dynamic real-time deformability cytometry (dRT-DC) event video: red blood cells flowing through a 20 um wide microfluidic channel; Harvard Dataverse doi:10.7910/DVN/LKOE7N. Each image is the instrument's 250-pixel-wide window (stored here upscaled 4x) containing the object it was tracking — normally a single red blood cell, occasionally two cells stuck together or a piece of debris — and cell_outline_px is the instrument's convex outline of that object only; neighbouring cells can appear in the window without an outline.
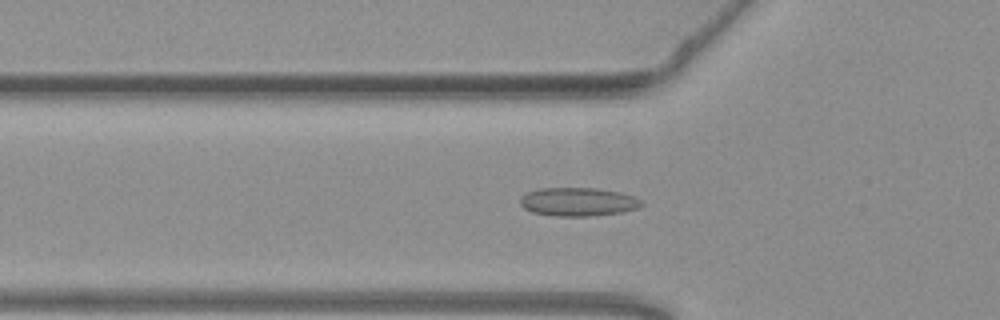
{"species": "common noctule bat (a hibernating species)", "species_latin": "Nyctalus noctula", "temperature_condition": "warm", "stored_images_in_passage": 52, "camera_frame_rate_fps": 3000, "um_per_image_px": 0.085, "animal": {"sex": "female", "body_mass_g": 19.3, "forearm_length_mm": 54.1}, "frame": {"image": 1, "passage_image": 18, "time_ms": 5.667, "image_size_px": [1000, 320], "cell_outline_px": [[644, 204], [640, 208], [620, 212], [588, 216], [552, 216], [532, 212], [524, 208], [520, 204], [520, 196], [528, 192], [540, 188], [600, 188], [620, 192], [632, 196], [640, 200]], "centroid_in_image_um": [49.12, 17.15], "position_along_channel_um": 76.7, "area_um2": 20.23}}
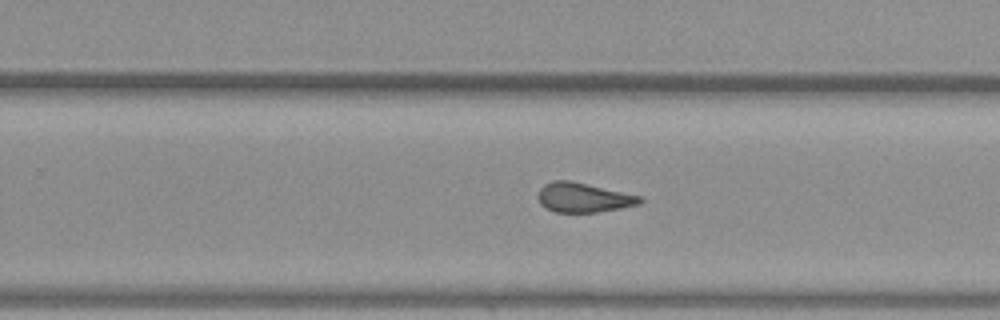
{"frame": {"image": 2, "passage_image": 34, "time_ms": 11.0, "image_size_px": [1000, 320], "cell_outline_px": [[644, 200], [640, 204], [620, 208], [596, 212], [556, 212], [544, 208], [540, 204], [536, 196], [540, 188], [544, 184], [552, 180], [572, 180], [640, 196]], "centroid_in_image_um": [49.54, 16.78], "position_along_channel_um": 280.3, "area_um2": 17.69}}
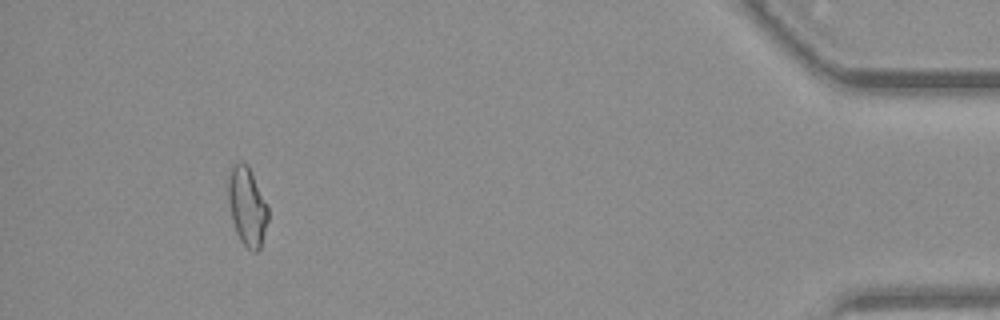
{"frame": {"image": 3, "passage_image": 50, "time_ms": 16.333, "image_size_px": [1000, 320], "cell_outline_px": [[268, 220], [260, 248], [256, 252], [252, 252], [240, 240], [236, 232], [232, 220], [228, 200], [228, 168], [232, 164], [248, 164], [268, 208]], "centroid_in_image_um": [20.99, 17.54], "position_along_channel_um": 414.2, "area_um2": 18.15}}